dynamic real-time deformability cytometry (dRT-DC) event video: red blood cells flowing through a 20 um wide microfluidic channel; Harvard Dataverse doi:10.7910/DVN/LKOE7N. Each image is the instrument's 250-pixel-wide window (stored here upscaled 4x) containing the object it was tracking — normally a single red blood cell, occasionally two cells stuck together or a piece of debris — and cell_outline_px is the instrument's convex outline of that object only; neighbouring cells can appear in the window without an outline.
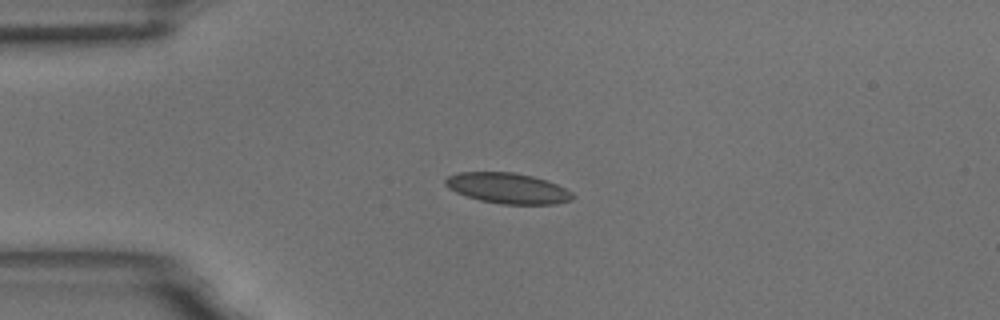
{"species": "common noctule bat (a hibernating species)", "species_latin": "Nyctalus noctula", "temperature_condition": "room temperature", "stored_images_in_passage": 56, "camera_frame_rate_fps": 3000, "um_per_image_px": 0.085, "animal": {"sex": "male", "body_mass_g": 18.8}, "frame": {"image": 1, "passage_image": 13, "time_ms": 4.0, "image_size_px": [1000, 320], "cell_outline_px": [[576, 196], [572, 200], [556, 204], [500, 204], [480, 200], [456, 192], [448, 188], [444, 184], [444, 180], [448, 176], [460, 172], [512, 172], [532, 176], [556, 184], [572, 192]], "centroid_in_image_um": [43.16, 16.0], "position_along_channel_um": 41.8, "area_um2": 22.6}}
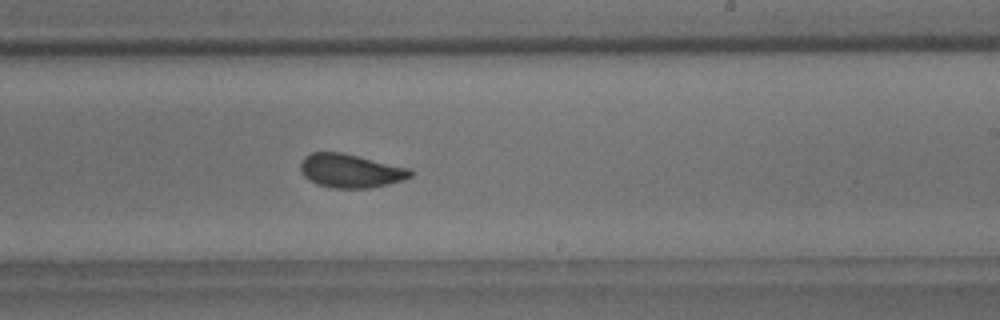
{"frame": {"image": 2, "passage_image": 33, "time_ms": 10.667, "image_size_px": [1000, 320], "cell_outline_px": [[412, 176], [404, 180], [372, 188], [332, 188], [316, 184], [308, 180], [300, 172], [300, 164], [304, 156], [312, 152], [340, 152], [408, 168], [412, 172]], "centroid_in_image_um": [29.75, 14.53], "position_along_channel_um": 259.3, "area_um2": 21.56}}
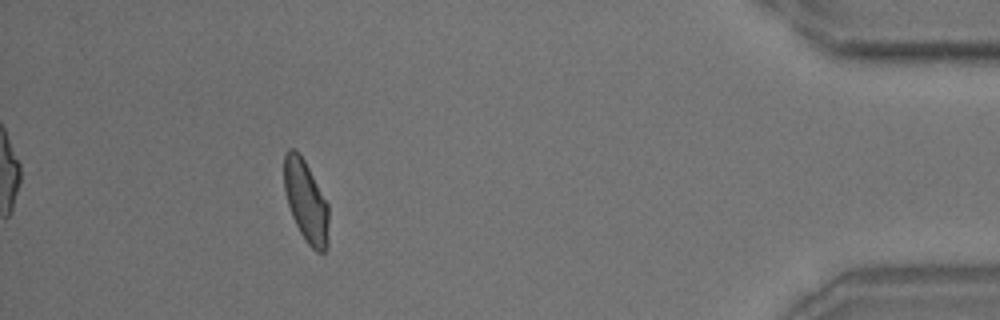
{"frame": {"image": 3, "passage_image": 50, "time_ms": 16.333, "image_size_px": [1000, 320], "cell_outline_px": [[328, 244], [324, 252], [316, 252], [304, 240], [292, 216], [284, 192], [284, 156], [288, 148], [292, 148], [300, 152], [328, 204]], "centroid_in_image_um": [26.0, 17.1], "position_along_channel_um": 409.2, "area_um2": 21.27}}